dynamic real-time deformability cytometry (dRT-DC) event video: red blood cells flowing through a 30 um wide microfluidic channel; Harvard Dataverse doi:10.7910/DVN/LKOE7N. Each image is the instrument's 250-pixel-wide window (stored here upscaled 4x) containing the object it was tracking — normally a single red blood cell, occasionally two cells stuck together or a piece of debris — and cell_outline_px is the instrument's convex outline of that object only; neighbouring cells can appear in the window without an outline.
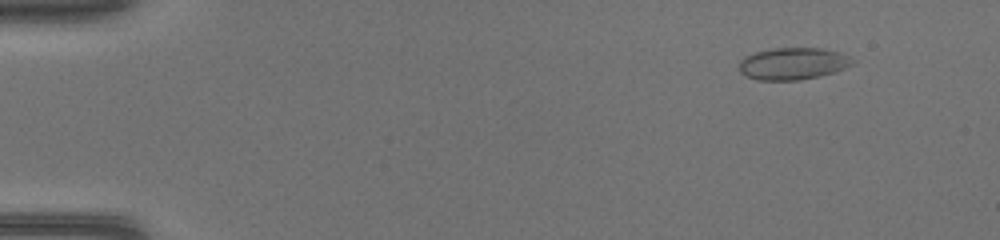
{"species": "common noctule bat (a hibernating species)", "species_latin": "Nyctalus noctula", "temperature_condition": "warm", "stored_images_in_passage": 47, "camera_frame_rate_fps": 3000, "um_per_image_px": 0.085, "animal": {"sex": "female", "body_mass_g": 17.0, "forearm_length_mm": 48.0}, "frame": {"image": 1, "passage_image": 5, "time_ms": 1.333, "image_size_px": [1000, 240], "cell_outline_px": [[856, 64], [836, 72], [820, 76], [800, 80], [756, 80], [740, 72], [740, 60], [744, 56], [756, 52], [772, 48], [824, 48], [840, 52], [856, 60]], "centroid_in_image_um": [67.46, 5.4], "position_along_channel_um": 17.5, "area_um2": 21.44}}
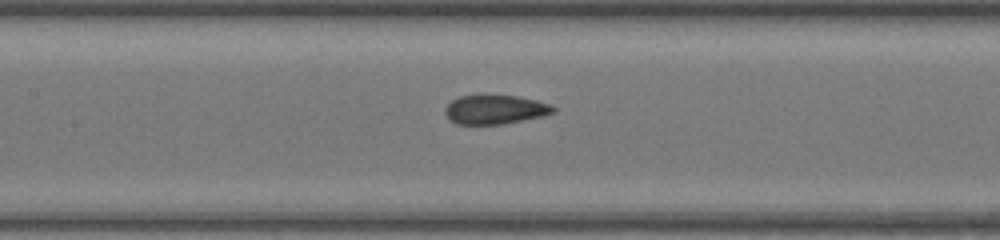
{"frame": {"image": 2, "passage_image": 23, "time_ms": 7.333, "image_size_px": [1000, 240], "cell_outline_px": [[556, 112], [544, 116], [504, 124], [456, 124], [448, 120], [444, 112], [444, 108], [452, 100], [460, 96], [484, 92], [516, 96], [536, 100], [552, 104], [556, 108]], "centroid_in_image_um": [42.07, 9.27], "position_along_channel_um": 165.3, "area_um2": 19.25}}
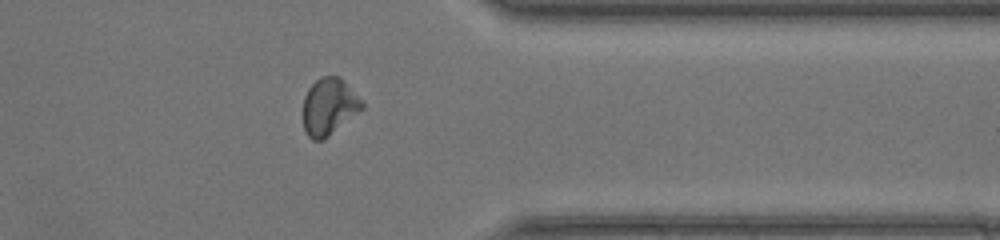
{"frame": {"image": 3, "passage_image": 38, "time_ms": 12.333, "image_size_px": [1000, 240], "cell_outline_px": [[364, 108], [324, 140], [312, 140], [308, 136], [304, 128], [300, 112], [304, 96], [308, 88], [320, 76], [340, 76], [344, 80], [364, 104]], "centroid_in_image_um": [27.91, 9.07], "position_along_channel_um": 383.5, "area_um2": 19.94}}